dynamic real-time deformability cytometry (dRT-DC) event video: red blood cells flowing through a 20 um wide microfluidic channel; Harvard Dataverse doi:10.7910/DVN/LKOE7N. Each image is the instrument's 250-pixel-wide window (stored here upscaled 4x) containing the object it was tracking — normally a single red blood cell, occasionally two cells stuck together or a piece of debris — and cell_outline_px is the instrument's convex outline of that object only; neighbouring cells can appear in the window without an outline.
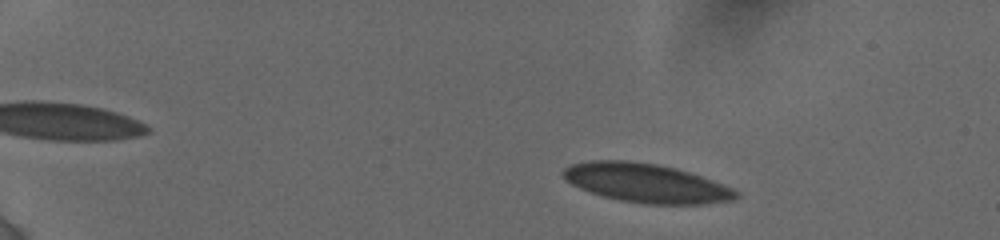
{"species": "human", "species_latin": "Homo sapiens", "temperature_condition": "cold", "stored_images_in_passage": 49, "camera_frame_rate_fps": 3000, "um_per_image_px": 0.085, "donor": {"sex": "female"}, "frame": {"image": 1, "passage_image": 6, "time_ms": 2.0, "image_size_px": [1000, 240], "cell_outline_px": [[740, 196], [732, 200], [700, 204], [644, 204], [620, 200], [604, 196], [580, 188], [572, 184], [560, 172], [564, 168], [572, 164], [592, 160], [628, 160], [656, 164], [676, 168], [700, 176], [732, 188], [740, 192]], "centroid_in_image_um": [54.92, 15.56], "position_along_channel_um": 30.1, "area_um2": 38.9}}
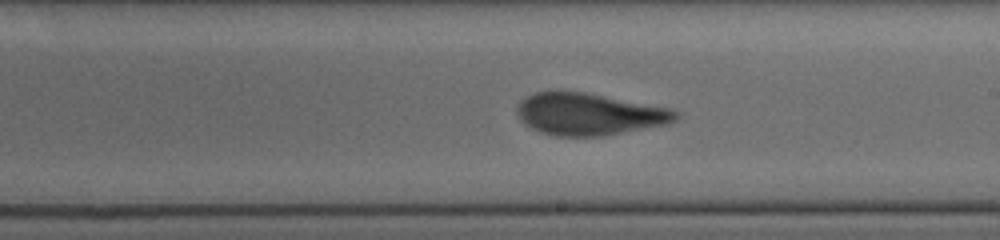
{"frame": {"image": 2, "passage_image": 29, "time_ms": 10.333, "image_size_px": [1000, 240], "cell_outline_px": [[680, 116], [676, 120], [664, 124], [600, 136], [556, 136], [540, 132], [524, 124], [520, 120], [516, 112], [516, 108], [528, 96], [536, 92], [584, 92], [668, 108], [680, 112]], "centroid_in_image_um": [50.05, 9.71], "position_along_channel_um": 239.0, "area_um2": 38.09}}
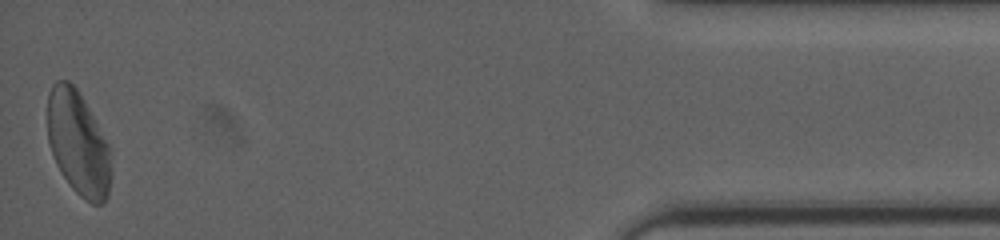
{"frame": {"image": 3, "passage_image": 49, "time_ms": 17.0, "image_size_px": [1000, 240], "cell_outline_px": [[112, 176], [108, 196], [104, 204], [92, 204], [80, 196], [72, 188], [60, 172], [56, 164], [48, 140], [48, 92], [52, 84], [56, 80], [68, 80], [76, 88], [88, 108], [108, 144], [112, 172]], "centroid_in_image_um": [6.65, 12.21], "position_along_channel_um": 428.6, "area_um2": 38.55}, "authors_computed_cell_mechanics": {"area_um2": 38.9572, "velocity_mm_per_s": 3.8067, "shape_relaxation_time_tau1_ms": null, "shape_relaxation_time_tau2_ms": 1.3079, "deformation_change_tau1": null, "deformation_change_tau2": 0.0712}}